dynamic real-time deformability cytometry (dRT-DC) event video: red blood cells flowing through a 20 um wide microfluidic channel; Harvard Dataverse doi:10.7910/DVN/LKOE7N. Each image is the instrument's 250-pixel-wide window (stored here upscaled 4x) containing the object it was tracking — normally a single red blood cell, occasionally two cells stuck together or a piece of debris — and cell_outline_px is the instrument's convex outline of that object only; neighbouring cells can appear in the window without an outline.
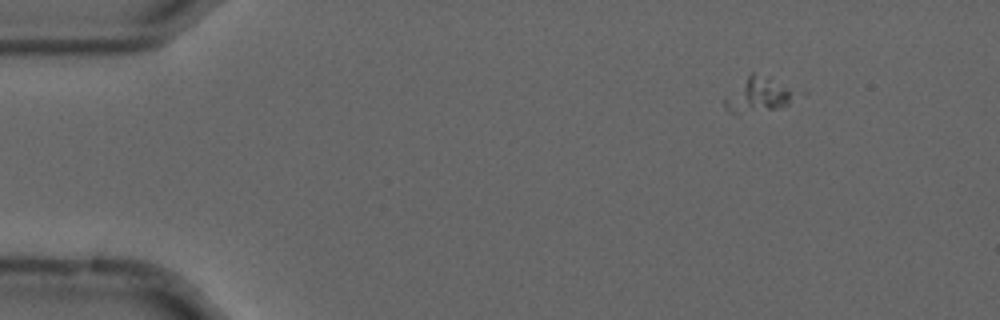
{"species": "common noctule bat (a hibernating species)", "species_latin": "Nyctalus noctula", "temperature_condition": "cold", "stored_images_in_passage": 19, "camera_frame_rate_fps": 3000, "um_per_image_px": 0.085, "animal": {"sex": "male", "forearm_length_mm": 52.5}, "frame": {"image": 1, "passage_image": 8, "time_ms": 2.333, "image_size_px": [1000, 320], "cell_outline_px": [[788, 104], [776, 108], [736, 112], [728, 112], [724, 104], [724, 96], [752, 72], [768, 80], [788, 92]], "centroid_in_image_um": [64.19, 8.1], "position_along_channel_um": 20.8, "area_um2": 12.37}}
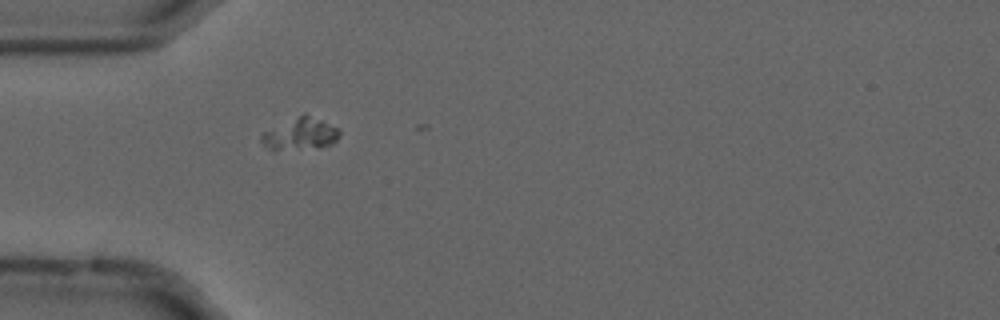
{"frame": {"image": 2, "passage_image": 18, "time_ms": 5.667, "image_size_px": [1000, 320], "cell_outline_px": [[340, 136], [332, 144], [280, 148], [268, 148], [260, 140], [260, 136], [264, 132], [304, 112], [340, 128]], "centroid_in_image_um": [25.57, 11.3], "position_along_channel_um": 59.4, "area_um2": 13.76}}